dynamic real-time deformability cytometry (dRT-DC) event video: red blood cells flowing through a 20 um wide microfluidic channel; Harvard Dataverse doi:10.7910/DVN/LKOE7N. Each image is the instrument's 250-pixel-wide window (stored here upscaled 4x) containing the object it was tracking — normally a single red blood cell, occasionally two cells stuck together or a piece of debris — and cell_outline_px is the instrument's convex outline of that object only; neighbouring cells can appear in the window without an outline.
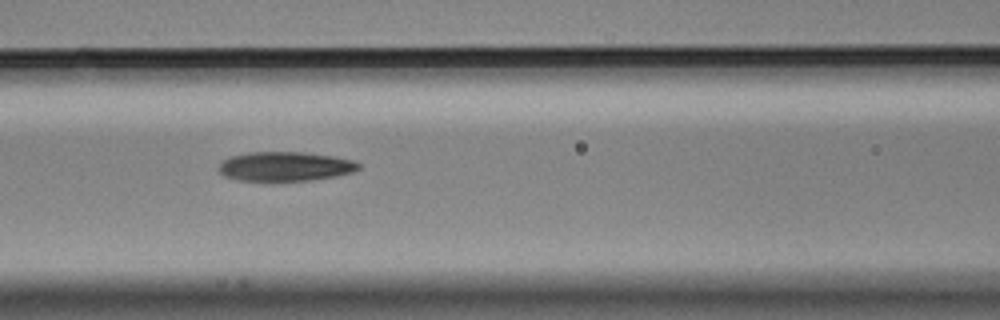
{"species": "Egyptian fruit bat (a non-hibernating species)", "species_latin": "Rousettus aegyptiacus", "temperature_condition": "cold", "stored_images_in_passage": 7, "camera_frame_rate_fps": 3000, "um_per_image_px": 0.085, "animal": {"sex": "male"}, "frame": {"image": 1, "passage_image": 6, "time_ms": 1.667, "image_size_px": [1000, 320], "cell_outline_px": [[360, 168], [352, 172], [336, 176], [312, 180], [236, 180], [224, 176], [220, 172], [220, 164], [228, 156], [248, 152], [300, 152], [332, 156], [356, 160], [360, 164]], "centroid_in_image_um": [24.25, 14.13], "position_along_channel_um": 142.3, "area_um2": 23.81}}
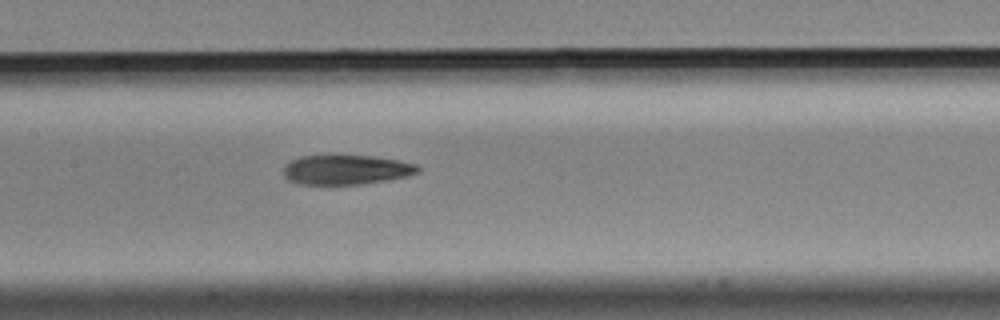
{"frame": {"image": 2, "passage_image": 7, "time_ms": 2.0, "image_size_px": [1000, 320], "cell_outline_px": [[420, 172], [408, 176], [388, 180], [356, 184], [300, 184], [288, 180], [284, 176], [284, 164], [300, 156], [368, 156], [400, 160], [416, 164], [420, 168]], "centroid_in_image_um": [29.43, 14.43], "position_along_channel_um": 178.0, "area_um2": 23.06}}